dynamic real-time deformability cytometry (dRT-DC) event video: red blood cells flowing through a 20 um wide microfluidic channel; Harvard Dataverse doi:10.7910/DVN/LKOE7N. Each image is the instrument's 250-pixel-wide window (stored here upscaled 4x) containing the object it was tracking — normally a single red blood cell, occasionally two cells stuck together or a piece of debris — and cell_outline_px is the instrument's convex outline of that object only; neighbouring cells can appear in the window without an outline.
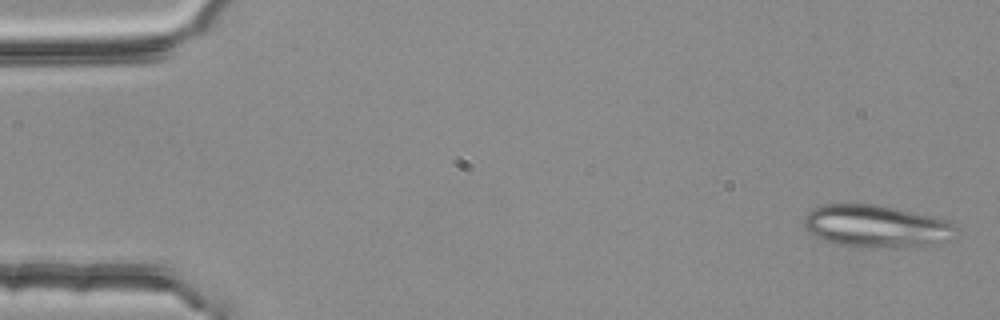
{"species": "common noctule bat (a hibernating species)", "species_latin": "Nyctalus noctula", "temperature_condition": "room temperature", "stored_images_in_passage": 4, "camera_frame_rate_fps": 3000, "um_per_image_px": 0.085, "animal": {"sex": "female", "body_mass_g": 25.1}, "frame": {"image": 1, "passage_image": 1, "time_ms": 0.0, "image_size_px": [1000, 320], "cell_outline_px": [[956, 228], [952, 240], [932, 244], [840, 244], [816, 236], [808, 232], [804, 224], [804, 216], [808, 212], [824, 204], [876, 204], [936, 216], [948, 220], [956, 224]], "centroid_in_image_um": [74.52, 19.15], "position_along_channel_um": 10.5, "area_um2": 36.01}}